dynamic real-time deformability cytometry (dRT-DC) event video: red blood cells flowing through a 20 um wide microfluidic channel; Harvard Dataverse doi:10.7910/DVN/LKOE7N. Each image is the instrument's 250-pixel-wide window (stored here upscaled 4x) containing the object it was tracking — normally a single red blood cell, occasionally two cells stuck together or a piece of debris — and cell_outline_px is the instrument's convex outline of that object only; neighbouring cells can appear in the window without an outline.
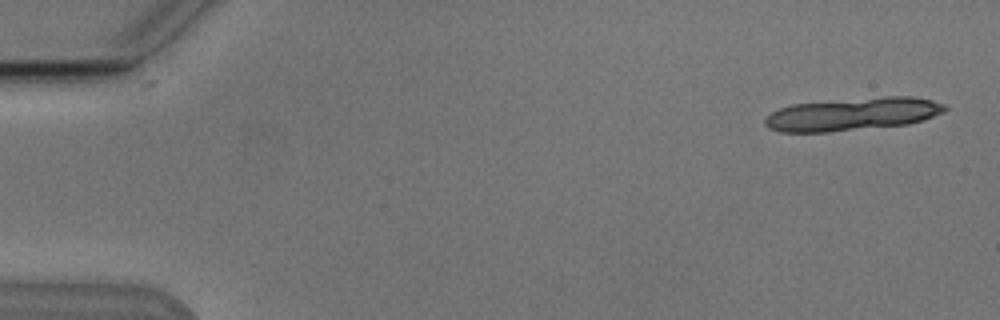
{"species": "Egyptian fruit bat (a non-hibernating species)", "species_latin": "Rousettus aegyptiacus", "temperature_condition": "cold", "stored_images_in_passage": 3, "camera_frame_rate_fps": 3000, "um_per_image_px": 0.085, "animal": {"sex": "male"}, "frame": {"image": 1, "passage_image": 1, "time_ms": 0.0, "image_size_px": [1000, 320], "cell_outline_px": [[948, 108], [944, 112], [908, 124], [828, 132], [780, 132], [768, 128], [764, 124], [764, 120], [772, 112], [780, 108], [792, 104], [884, 96], [912, 96], [932, 100], [944, 104]], "centroid_in_image_um": [72.46, 9.7], "position_along_channel_um": 12.5, "area_um2": 34.33}}